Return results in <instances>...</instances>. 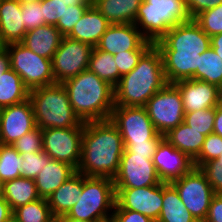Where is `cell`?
<instances>
[{
	"instance_id": "obj_55",
	"label": "cell",
	"mask_w": 222,
	"mask_h": 222,
	"mask_svg": "<svg viewBox=\"0 0 222 222\" xmlns=\"http://www.w3.org/2000/svg\"><path fill=\"white\" fill-rule=\"evenodd\" d=\"M20 4H28L32 2H40L41 0H17Z\"/></svg>"
},
{
	"instance_id": "obj_54",
	"label": "cell",
	"mask_w": 222,
	"mask_h": 222,
	"mask_svg": "<svg viewBox=\"0 0 222 222\" xmlns=\"http://www.w3.org/2000/svg\"><path fill=\"white\" fill-rule=\"evenodd\" d=\"M218 104L222 105V83L217 86Z\"/></svg>"
},
{
	"instance_id": "obj_3",
	"label": "cell",
	"mask_w": 222,
	"mask_h": 222,
	"mask_svg": "<svg viewBox=\"0 0 222 222\" xmlns=\"http://www.w3.org/2000/svg\"><path fill=\"white\" fill-rule=\"evenodd\" d=\"M167 83L161 53L153 44L114 87V106L144 107Z\"/></svg>"
},
{
	"instance_id": "obj_10",
	"label": "cell",
	"mask_w": 222,
	"mask_h": 222,
	"mask_svg": "<svg viewBox=\"0 0 222 222\" xmlns=\"http://www.w3.org/2000/svg\"><path fill=\"white\" fill-rule=\"evenodd\" d=\"M170 184L176 189L183 204L195 219L204 222L216 193L200 168L194 167L189 173Z\"/></svg>"
},
{
	"instance_id": "obj_16",
	"label": "cell",
	"mask_w": 222,
	"mask_h": 222,
	"mask_svg": "<svg viewBox=\"0 0 222 222\" xmlns=\"http://www.w3.org/2000/svg\"><path fill=\"white\" fill-rule=\"evenodd\" d=\"M36 127L30 99L0 109V143L13 145L25 133Z\"/></svg>"
},
{
	"instance_id": "obj_25",
	"label": "cell",
	"mask_w": 222,
	"mask_h": 222,
	"mask_svg": "<svg viewBox=\"0 0 222 222\" xmlns=\"http://www.w3.org/2000/svg\"><path fill=\"white\" fill-rule=\"evenodd\" d=\"M144 0H92V5L110 24L134 23Z\"/></svg>"
},
{
	"instance_id": "obj_38",
	"label": "cell",
	"mask_w": 222,
	"mask_h": 222,
	"mask_svg": "<svg viewBox=\"0 0 222 222\" xmlns=\"http://www.w3.org/2000/svg\"><path fill=\"white\" fill-rule=\"evenodd\" d=\"M20 154L43 151L42 129L36 126L33 130L25 133L12 145Z\"/></svg>"
},
{
	"instance_id": "obj_57",
	"label": "cell",
	"mask_w": 222,
	"mask_h": 222,
	"mask_svg": "<svg viewBox=\"0 0 222 222\" xmlns=\"http://www.w3.org/2000/svg\"><path fill=\"white\" fill-rule=\"evenodd\" d=\"M217 162H221L222 163V152L220 153L219 157L217 159H215Z\"/></svg>"
},
{
	"instance_id": "obj_18",
	"label": "cell",
	"mask_w": 222,
	"mask_h": 222,
	"mask_svg": "<svg viewBox=\"0 0 222 222\" xmlns=\"http://www.w3.org/2000/svg\"><path fill=\"white\" fill-rule=\"evenodd\" d=\"M152 160L163 183L180 179L195 167L193 159L176 149L165 137L158 144Z\"/></svg>"
},
{
	"instance_id": "obj_24",
	"label": "cell",
	"mask_w": 222,
	"mask_h": 222,
	"mask_svg": "<svg viewBox=\"0 0 222 222\" xmlns=\"http://www.w3.org/2000/svg\"><path fill=\"white\" fill-rule=\"evenodd\" d=\"M76 172L77 170L73 166L51 159L34 179L38 195L41 198L47 199L48 196Z\"/></svg>"
},
{
	"instance_id": "obj_7",
	"label": "cell",
	"mask_w": 222,
	"mask_h": 222,
	"mask_svg": "<svg viewBox=\"0 0 222 222\" xmlns=\"http://www.w3.org/2000/svg\"><path fill=\"white\" fill-rule=\"evenodd\" d=\"M190 19L184 0H144L134 24L154 44L171 27Z\"/></svg>"
},
{
	"instance_id": "obj_49",
	"label": "cell",
	"mask_w": 222,
	"mask_h": 222,
	"mask_svg": "<svg viewBox=\"0 0 222 222\" xmlns=\"http://www.w3.org/2000/svg\"><path fill=\"white\" fill-rule=\"evenodd\" d=\"M11 68L10 66V57L8 50L5 46L0 49V76L3 73L8 71Z\"/></svg>"
},
{
	"instance_id": "obj_48",
	"label": "cell",
	"mask_w": 222,
	"mask_h": 222,
	"mask_svg": "<svg viewBox=\"0 0 222 222\" xmlns=\"http://www.w3.org/2000/svg\"><path fill=\"white\" fill-rule=\"evenodd\" d=\"M12 212L8 202L3 197H0V222H13Z\"/></svg>"
},
{
	"instance_id": "obj_22",
	"label": "cell",
	"mask_w": 222,
	"mask_h": 222,
	"mask_svg": "<svg viewBox=\"0 0 222 222\" xmlns=\"http://www.w3.org/2000/svg\"><path fill=\"white\" fill-rule=\"evenodd\" d=\"M82 193V173L76 172L47 198L55 219L66 216Z\"/></svg>"
},
{
	"instance_id": "obj_56",
	"label": "cell",
	"mask_w": 222,
	"mask_h": 222,
	"mask_svg": "<svg viewBox=\"0 0 222 222\" xmlns=\"http://www.w3.org/2000/svg\"><path fill=\"white\" fill-rule=\"evenodd\" d=\"M3 183L0 181V197H3Z\"/></svg>"
},
{
	"instance_id": "obj_44",
	"label": "cell",
	"mask_w": 222,
	"mask_h": 222,
	"mask_svg": "<svg viewBox=\"0 0 222 222\" xmlns=\"http://www.w3.org/2000/svg\"><path fill=\"white\" fill-rule=\"evenodd\" d=\"M161 140H146L141 143H124V153H135L136 155L154 156L156 148Z\"/></svg>"
},
{
	"instance_id": "obj_31",
	"label": "cell",
	"mask_w": 222,
	"mask_h": 222,
	"mask_svg": "<svg viewBox=\"0 0 222 222\" xmlns=\"http://www.w3.org/2000/svg\"><path fill=\"white\" fill-rule=\"evenodd\" d=\"M13 222H55L46 198L15 208L12 212Z\"/></svg>"
},
{
	"instance_id": "obj_46",
	"label": "cell",
	"mask_w": 222,
	"mask_h": 222,
	"mask_svg": "<svg viewBox=\"0 0 222 222\" xmlns=\"http://www.w3.org/2000/svg\"><path fill=\"white\" fill-rule=\"evenodd\" d=\"M186 10L191 19H194L202 11L215 8L222 0H184Z\"/></svg>"
},
{
	"instance_id": "obj_12",
	"label": "cell",
	"mask_w": 222,
	"mask_h": 222,
	"mask_svg": "<svg viewBox=\"0 0 222 222\" xmlns=\"http://www.w3.org/2000/svg\"><path fill=\"white\" fill-rule=\"evenodd\" d=\"M83 131L84 127L42 129L43 151L52 159L77 170L81 161Z\"/></svg>"
},
{
	"instance_id": "obj_33",
	"label": "cell",
	"mask_w": 222,
	"mask_h": 222,
	"mask_svg": "<svg viewBox=\"0 0 222 222\" xmlns=\"http://www.w3.org/2000/svg\"><path fill=\"white\" fill-rule=\"evenodd\" d=\"M21 154L12 146L0 143V181L5 183L21 177Z\"/></svg>"
},
{
	"instance_id": "obj_8",
	"label": "cell",
	"mask_w": 222,
	"mask_h": 222,
	"mask_svg": "<svg viewBox=\"0 0 222 222\" xmlns=\"http://www.w3.org/2000/svg\"><path fill=\"white\" fill-rule=\"evenodd\" d=\"M11 68L29 90L55 84L51 59L39 56L21 42L5 45Z\"/></svg>"
},
{
	"instance_id": "obj_21",
	"label": "cell",
	"mask_w": 222,
	"mask_h": 222,
	"mask_svg": "<svg viewBox=\"0 0 222 222\" xmlns=\"http://www.w3.org/2000/svg\"><path fill=\"white\" fill-rule=\"evenodd\" d=\"M110 23L91 4L67 37L96 47Z\"/></svg>"
},
{
	"instance_id": "obj_5",
	"label": "cell",
	"mask_w": 222,
	"mask_h": 222,
	"mask_svg": "<svg viewBox=\"0 0 222 222\" xmlns=\"http://www.w3.org/2000/svg\"><path fill=\"white\" fill-rule=\"evenodd\" d=\"M35 123L40 129L84 127L74 112L62 83L30 90Z\"/></svg>"
},
{
	"instance_id": "obj_28",
	"label": "cell",
	"mask_w": 222,
	"mask_h": 222,
	"mask_svg": "<svg viewBox=\"0 0 222 222\" xmlns=\"http://www.w3.org/2000/svg\"><path fill=\"white\" fill-rule=\"evenodd\" d=\"M3 198L11 210L41 198L38 195L35 180L19 177L3 183Z\"/></svg>"
},
{
	"instance_id": "obj_20",
	"label": "cell",
	"mask_w": 222,
	"mask_h": 222,
	"mask_svg": "<svg viewBox=\"0 0 222 222\" xmlns=\"http://www.w3.org/2000/svg\"><path fill=\"white\" fill-rule=\"evenodd\" d=\"M17 0H0V42L3 46L22 42L27 32Z\"/></svg>"
},
{
	"instance_id": "obj_53",
	"label": "cell",
	"mask_w": 222,
	"mask_h": 222,
	"mask_svg": "<svg viewBox=\"0 0 222 222\" xmlns=\"http://www.w3.org/2000/svg\"><path fill=\"white\" fill-rule=\"evenodd\" d=\"M55 222H87V221L69 219V218H66L65 216H62L60 218L55 219Z\"/></svg>"
},
{
	"instance_id": "obj_32",
	"label": "cell",
	"mask_w": 222,
	"mask_h": 222,
	"mask_svg": "<svg viewBox=\"0 0 222 222\" xmlns=\"http://www.w3.org/2000/svg\"><path fill=\"white\" fill-rule=\"evenodd\" d=\"M196 80L219 86L222 83V59L212 47L200 54Z\"/></svg>"
},
{
	"instance_id": "obj_39",
	"label": "cell",
	"mask_w": 222,
	"mask_h": 222,
	"mask_svg": "<svg viewBox=\"0 0 222 222\" xmlns=\"http://www.w3.org/2000/svg\"><path fill=\"white\" fill-rule=\"evenodd\" d=\"M88 7L89 6H68L55 27L61 32L63 36H67L72 31L74 25L80 20L81 16Z\"/></svg>"
},
{
	"instance_id": "obj_2",
	"label": "cell",
	"mask_w": 222,
	"mask_h": 222,
	"mask_svg": "<svg viewBox=\"0 0 222 222\" xmlns=\"http://www.w3.org/2000/svg\"><path fill=\"white\" fill-rule=\"evenodd\" d=\"M125 146L120 131L108 120L84 122L81 161L77 172L113 179Z\"/></svg>"
},
{
	"instance_id": "obj_26",
	"label": "cell",
	"mask_w": 222,
	"mask_h": 222,
	"mask_svg": "<svg viewBox=\"0 0 222 222\" xmlns=\"http://www.w3.org/2000/svg\"><path fill=\"white\" fill-rule=\"evenodd\" d=\"M164 137L178 150L186 153L191 159H195L203 146L206 135L196 131L182 122L172 128Z\"/></svg>"
},
{
	"instance_id": "obj_27",
	"label": "cell",
	"mask_w": 222,
	"mask_h": 222,
	"mask_svg": "<svg viewBox=\"0 0 222 222\" xmlns=\"http://www.w3.org/2000/svg\"><path fill=\"white\" fill-rule=\"evenodd\" d=\"M163 204L157 222H198L170 183H163Z\"/></svg>"
},
{
	"instance_id": "obj_50",
	"label": "cell",
	"mask_w": 222,
	"mask_h": 222,
	"mask_svg": "<svg viewBox=\"0 0 222 222\" xmlns=\"http://www.w3.org/2000/svg\"><path fill=\"white\" fill-rule=\"evenodd\" d=\"M213 133L222 137V105L218 104L215 107V120Z\"/></svg>"
},
{
	"instance_id": "obj_4",
	"label": "cell",
	"mask_w": 222,
	"mask_h": 222,
	"mask_svg": "<svg viewBox=\"0 0 222 222\" xmlns=\"http://www.w3.org/2000/svg\"><path fill=\"white\" fill-rule=\"evenodd\" d=\"M82 122L108 120L114 108V87L94 72L84 70L62 83Z\"/></svg>"
},
{
	"instance_id": "obj_9",
	"label": "cell",
	"mask_w": 222,
	"mask_h": 222,
	"mask_svg": "<svg viewBox=\"0 0 222 222\" xmlns=\"http://www.w3.org/2000/svg\"><path fill=\"white\" fill-rule=\"evenodd\" d=\"M144 107L159 134L165 135L184 122L181 94L173 83H167L157 91Z\"/></svg>"
},
{
	"instance_id": "obj_40",
	"label": "cell",
	"mask_w": 222,
	"mask_h": 222,
	"mask_svg": "<svg viewBox=\"0 0 222 222\" xmlns=\"http://www.w3.org/2000/svg\"><path fill=\"white\" fill-rule=\"evenodd\" d=\"M21 13L26 31L45 25V22L43 21L41 1L22 4Z\"/></svg>"
},
{
	"instance_id": "obj_45",
	"label": "cell",
	"mask_w": 222,
	"mask_h": 222,
	"mask_svg": "<svg viewBox=\"0 0 222 222\" xmlns=\"http://www.w3.org/2000/svg\"><path fill=\"white\" fill-rule=\"evenodd\" d=\"M112 222H155L149 217L131 210L118 209L116 206L113 210Z\"/></svg>"
},
{
	"instance_id": "obj_11",
	"label": "cell",
	"mask_w": 222,
	"mask_h": 222,
	"mask_svg": "<svg viewBox=\"0 0 222 222\" xmlns=\"http://www.w3.org/2000/svg\"><path fill=\"white\" fill-rule=\"evenodd\" d=\"M110 121L120 131L123 143H141L146 140H162L145 107L114 106Z\"/></svg>"
},
{
	"instance_id": "obj_43",
	"label": "cell",
	"mask_w": 222,
	"mask_h": 222,
	"mask_svg": "<svg viewBox=\"0 0 222 222\" xmlns=\"http://www.w3.org/2000/svg\"><path fill=\"white\" fill-rule=\"evenodd\" d=\"M215 193H222V163L216 160L206 162L200 167Z\"/></svg>"
},
{
	"instance_id": "obj_41",
	"label": "cell",
	"mask_w": 222,
	"mask_h": 222,
	"mask_svg": "<svg viewBox=\"0 0 222 222\" xmlns=\"http://www.w3.org/2000/svg\"><path fill=\"white\" fill-rule=\"evenodd\" d=\"M41 8L45 24L56 26L68 4L63 0H41Z\"/></svg>"
},
{
	"instance_id": "obj_15",
	"label": "cell",
	"mask_w": 222,
	"mask_h": 222,
	"mask_svg": "<svg viewBox=\"0 0 222 222\" xmlns=\"http://www.w3.org/2000/svg\"><path fill=\"white\" fill-rule=\"evenodd\" d=\"M118 209L139 212L157 222L163 204V182L138 188H115Z\"/></svg>"
},
{
	"instance_id": "obj_35",
	"label": "cell",
	"mask_w": 222,
	"mask_h": 222,
	"mask_svg": "<svg viewBox=\"0 0 222 222\" xmlns=\"http://www.w3.org/2000/svg\"><path fill=\"white\" fill-rule=\"evenodd\" d=\"M194 20L201 29L209 36L222 33V3L215 8L202 11Z\"/></svg>"
},
{
	"instance_id": "obj_37",
	"label": "cell",
	"mask_w": 222,
	"mask_h": 222,
	"mask_svg": "<svg viewBox=\"0 0 222 222\" xmlns=\"http://www.w3.org/2000/svg\"><path fill=\"white\" fill-rule=\"evenodd\" d=\"M221 152L222 137L214 133L208 134L199 155L193 160L194 166L200 168L206 162L217 159Z\"/></svg>"
},
{
	"instance_id": "obj_17",
	"label": "cell",
	"mask_w": 222,
	"mask_h": 222,
	"mask_svg": "<svg viewBox=\"0 0 222 222\" xmlns=\"http://www.w3.org/2000/svg\"><path fill=\"white\" fill-rule=\"evenodd\" d=\"M152 45L134 23H121L110 24L96 48L114 55L124 51L148 50Z\"/></svg>"
},
{
	"instance_id": "obj_1",
	"label": "cell",
	"mask_w": 222,
	"mask_h": 222,
	"mask_svg": "<svg viewBox=\"0 0 222 222\" xmlns=\"http://www.w3.org/2000/svg\"><path fill=\"white\" fill-rule=\"evenodd\" d=\"M154 45L161 53L168 83L196 80L200 54L211 47L210 37L194 19L171 27Z\"/></svg>"
},
{
	"instance_id": "obj_13",
	"label": "cell",
	"mask_w": 222,
	"mask_h": 222,
	"mask_svg": "<svg viewBox=\"0 0 222 222\" xmlns=\"http://www.w3.org/2000/svg\"><path fill=\"white\" fill-rule=\"evenodd\" d=\"M92 50L89 44L63 36L51 59L55 83H63L87 70Z\"/></svg>"
},
{
	"instance_id": "obj_30",
	"label": "cell",
	"mask_w": 222,
	"mask_h": 222,
	"mask_svg": "<svg viewBox=\"0 0 222 222\" xmlns=\"http://www.w3.org/2000/svg\"><path fill=\"white\" fill-rule=\"evenodd\" d=\"M87 69L112 87H115L121 78L114 56L96 47H93Z\"/></svg>"
},
{
	"instance_id": "obj_47",
	"label": "cell",
	"mask_w": 222,
	"mask_h": 222,
	"mask_svg": "<svg viewBox=\"0 0 222 222\" xmlns=\"http://www.w3.org/2000/svg\"><path fill=\"white\" fill-rule=\"evenodd\" d=\"M204 222H222V193H216L212 198Z\"/></svg>"
},
{
	"instance_id": "obj_52",
	"label": "cell",
	"mask_w": 222,
	"mask_h": 222,
	"mask_svg": "<svg viewBox=\"0 0 222 222\" xmlns=\"http://www.w3.org/2000/svg\"><path fill=\"white\" fill-rule=\"evenodd\" d=\"M68 6H90L92 4V0H63Z\"/></svg>"
},
{
	"instance_id": "obj_23",
	"label": "cell",
	"mask_w": 222,
	"mask_h": 222,
	"mask_svg": "<svg viewBox=\"0 0 222 222\" xmlns=\"http://www.w3.org/2000/svg\"><path fill=\"white\" fill-rule=\"evenodd\" d=\"M62 38L55 26L45 24L27 31L21 43L37 55L52 59Z\"/></svg>"
},
{
	"instance_id": "obj_34",
	"label": "cell",
	"mask_w": 222,
	"mask_h": 222,
	"mask_svg": "<svg viewBox=\"0 0 222 222\" xmlns=\"http://www.w3.org/2000/svg\"><path fill=\"white\" fill-rule=\"evenodd\" d=\"M214 120L215 107L185 113L184 115V123L206 136L213 133Z\"/></svg>"
},
{
	"instance_id": "obj_6",
	"label": "cell",
	"mask_w": 222,
	"mask_h": 222,
	"mask_svg": "<svg viewBox=\"0 0 222 222\" xmlns=\"http://www.w3.org/2000/svg\"><path fill=\"white\" fill-rule=\"evenodd\" d=\"M115 204L116 191L113 179L87 177L82 174V193L79 201L65 217L87 222H108L112 220Z\"/></svg>"
},
{
	"instance_id": "obj_19",
	"label": "cell",
	"mask_w": 222,
	"mask_h": 222,
	"mask_svg": "<svg viewBox=\"0 0 222 222\" xmlns=\"http://www.w3.org/2000/svg\"><path fill=\"white\" fill-rule=\"evenodd\" d=\"M173 84L179 89L185 113L218 105L217 86L214 84L195 79L180 80Z\"/></svg>"
},
{
	"instance_id": "obj_51",
	"label": "cell",
	"mask_w": 222,
	"mask_h": 222,
	"mask_svg": "<svg viewBox=\"0 0 222 222\" xmlns=\"http://www.w3.org/2000/svg\"><path fill=\"white\" fill-rule=\"evenodd\" d=\"M210 43L215 53L222 59V33L210 37Z\"/></svg>"
},
{
	"instance_id": "obj_36",
	"label": "cell",
	"mask_w": 222,
	"mask_h": 222,
	"mask_svg": "<svg viewBox=\"0 0 222 222\" xmlns=\"http://www.w3.org/2000/svg\"><path fill=\"white\" fill-rule=\"evenodd\" d=\"M21 177L35 179L44 165L52 159L44 151L35 153H22Z\"/></svg>"
},
{
	"instance_id": "obj_42",
	"label": "cell",
	"mask_w": 222,
	"mask_h": 222,
	"mask_svg": "<svg viewBox=\"0 0 222 222\" xmlns=\"http://www.w3.org/2000/svg\"><path fill=\"white\" fill-rule=\"evenodd\" d=\"M147 50L124 51L114 54V60L117 64L121 76L131 72L137 65L138 60Z\"/></svg>"
},
{
	"instance_id": "obj_29",
	"label": "cell",
	"mask_w": 222,
	"mask_h": 222,
	"mask_svg": "<svg viewBox=\"0 0 222 222\" xmlns=\"http://www.w3.org/2000/svg\"><path fill=\"white\" fill-rule=\"evenodd\" d=\"M29 92L21 77L10 68L0 76V109L29 99Z\"/></svg>"
},
{
	"instance_id": "obj_14",
	"label": "cell",
	"mask_w": 222,
	"mask_h": 222,
	"mask_svg": "<svg viewBox=\"0 0 222 222\" xmlns=\"http://www.w3.org/2000/svg\"><path fill=\"white\" fill-rule=\"evenodd\" d=\"M151 155L123 153L116 176L113 178L115 188H138L154 186L161 183Z\"/></svg>"
}]
</instances>
